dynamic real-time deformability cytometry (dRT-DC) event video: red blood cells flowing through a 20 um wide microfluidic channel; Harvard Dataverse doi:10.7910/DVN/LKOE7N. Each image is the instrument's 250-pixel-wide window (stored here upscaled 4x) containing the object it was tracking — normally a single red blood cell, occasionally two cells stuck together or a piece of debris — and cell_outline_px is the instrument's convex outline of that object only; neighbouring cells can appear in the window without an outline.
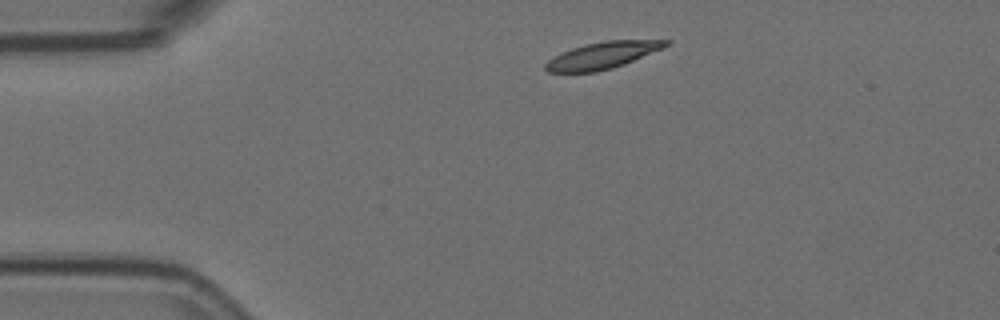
{"species": "Egyptian fruit bat (a non-hibernating species)", "species_latin": "Rousettus aegyptiacus", "temperature_condition": "room temperature", "stored_images_in_passage": 45, "camera_frame_rate_fps": 3000, "um_per_image_px": 0.085, "animal": {"sex": "female"}, "frame": {"image": 1, "passage_image": 1, "time_ms": 0.0, "image_size_px": [1000, 320], "cell_outline_px": [[672, 40], [664, 48], [624, 64], [596, 72], [548, 72], [544, 68], [544, 64], [548, 60], [572, 48], [584, 44], [604, 40]], "centroid_in_image_um": [51.22, 4.7], "position_along_channel_um": 33.8, "area_um2": 18.61}}
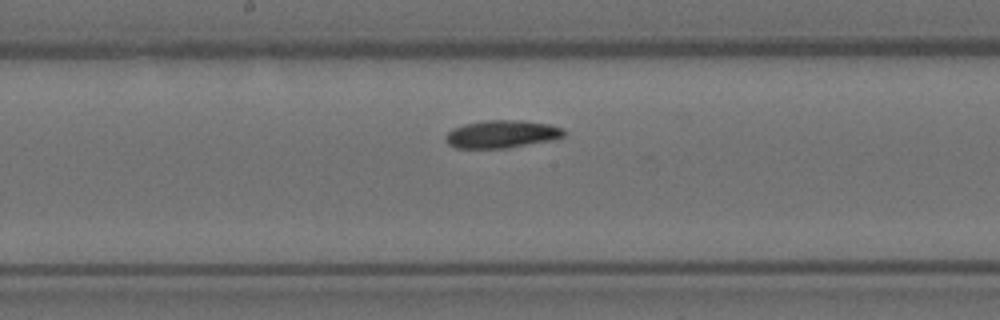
{"frame": {"image": 2, "passage_image": 19, "time_ms": 6.0, "image_size_px": [1000, 320], "cell_outline_px": [[564, 136], [552, 140], [508, 148], [456, 148], [448, 144], [444, 140], [444, 136], [452, 128], [464, 124], [484, 120], [520, 120], [548, 124], [564, 128]], "centroid_in_image_um": [42.62, 11.4], "position_along_channel_um": 205.6, "area_um2": 19.25}}
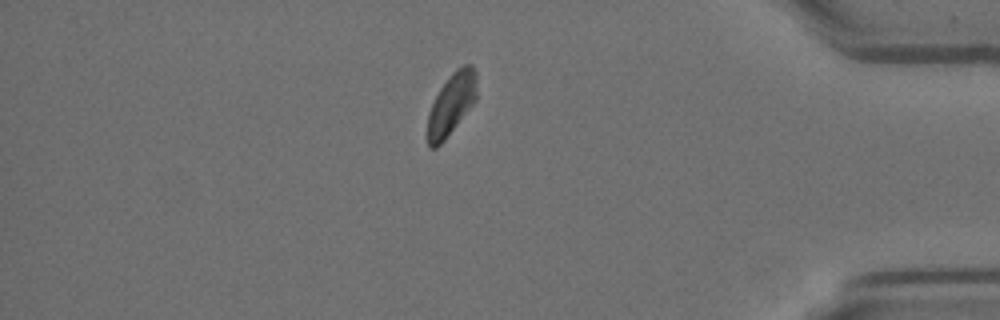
{"frame": {"image": 3, "passage_image": 38, "time_ms": 12.333, "image_size_px": [1000, 320], "cell_outline_px": [[476, 100], [444, 140], [436, 148], [428, 148], [428, 112], [440, 88], [452, 72], [456, 68], [464, 64], [472, 64], [476, 72]], "centroid_in_image_um": [38.37, 8.82], "position_along_channel_um": 396.8, "area_um2": 17.51}}